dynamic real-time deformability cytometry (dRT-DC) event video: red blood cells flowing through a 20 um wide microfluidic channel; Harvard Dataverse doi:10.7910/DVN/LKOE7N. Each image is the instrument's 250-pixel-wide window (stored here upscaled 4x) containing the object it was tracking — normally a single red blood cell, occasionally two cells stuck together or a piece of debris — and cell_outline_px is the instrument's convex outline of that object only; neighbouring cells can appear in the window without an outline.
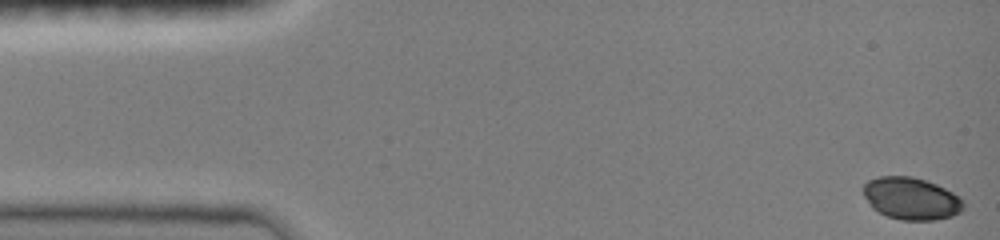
{"species": "common noctule bat (a hibernating species)", "species_latin": "Nyctalus noctula", "temperature_condition": "room temperature", "stored_images_in_passage": 27, "camera_frame_rate_fps": 3000, "um_per_image_px": 0.085, "animal": {"sex": "female", "body_mass_g": 19.0, "forearm_length_mm": 51.5}, "frame": {"image": 1, "passage_image": 1, "time_ms": 0.0, "image_size_px": [1000, 240], "cell_outline_px": [[964, 208], [960, 212], [952, 216], [936, 220], [900, 220], [888, 216], [872, 208], [864, 196], [864, 184], [868, 180], [880, 176], [912, 176], [936, 184], [960, 196], [964, 200]], "centroid_in_image_um": [77.47, 16.88], "position_along_channel_um": 7.5, "area_um2": 24.68}}
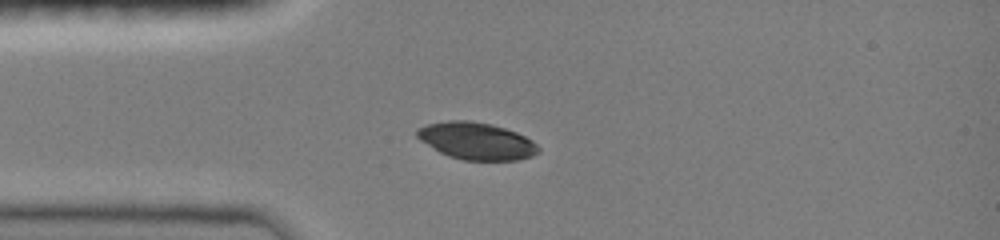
{"frame": {"image": 2, "passage_image": 22, "time_ms": 3.667, "image_size_px": [1000, 240], "cell_outline_px": [[540, 152], [532, 156], [516, 160], [464, 160], [448, 156], [440, 152], [420, 140], [416, 136], [416, 128], [428, 124], [448, 120], [472, 120], [492, 124], [516, 132], [532, 140], [540, 148]], "centroid_in_image_um": [40.5, 11.97], "position_along_channel_um": 44.5, "area_um2": 26.3}}